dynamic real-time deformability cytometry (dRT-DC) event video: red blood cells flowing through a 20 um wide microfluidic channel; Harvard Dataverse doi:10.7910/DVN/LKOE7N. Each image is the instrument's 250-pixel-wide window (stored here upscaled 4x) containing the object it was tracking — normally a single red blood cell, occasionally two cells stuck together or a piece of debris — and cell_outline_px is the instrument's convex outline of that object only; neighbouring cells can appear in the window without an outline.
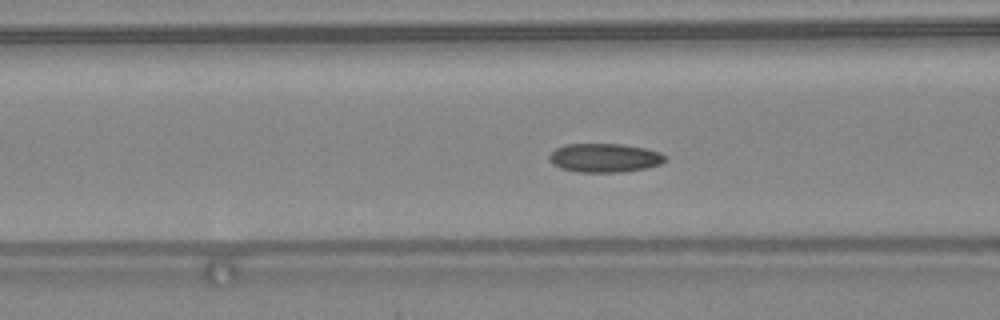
{"species": "common noctule bat (a hibernating species)", "species_latin": "Nyctalus noctula", "temperature_condition": "warm", "stored_images_in_passage": 37, "camera_frame_rate_fps": 3000, "um_per_image_px": 0.085, "animal": {"sex": "female", "body_mass_g": 24.6, "forearm_length_mm": 56.2}, "frame": {"image": 1, "passage_image": 8, "time_ms": 2.333, "image_size_px": [1000, 320], "cell_outline_px": [[668, 156], [660, 164], [644, 168], [620, 172], [580, 172], [560, 168], [548, 160], [548, 156], [556, 148], [568, 144], [624, 144], [644, 148], [660, 152]], "centroid_in_image_um": [51.38, 13.41], "position_along_channel_um": 115.2, "area_um2": 19.36}}
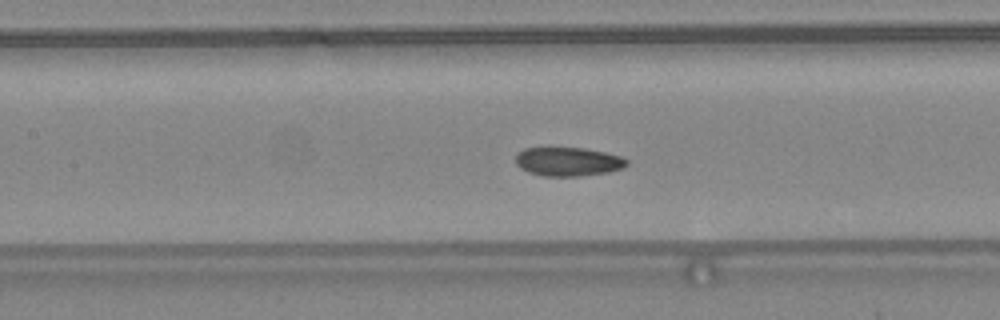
{"frame": {"image": 2, "passage_image": 11, "time_ms": 3.333, "image_size_px": [1000, 320], "cell_outline_px": [[628, 164], [624, 168], [608, 172], [580, 176], [544, 176], [528, 172], [520, 168], [516, 164], [516, 152], [524, 148], [584, 148], [604, 152], [620, 156], [628, 160]], "centroid_in_image_um": [48.28, 13.74], "position_along_channel_um": 159.1, "area_um2": 18.73}}
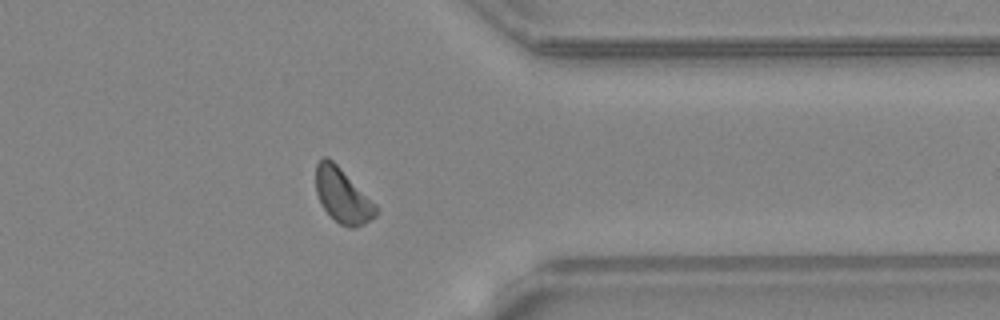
{"frame": {"image": 3, "passage_image": 27, "time_ms": 8.667, "image_size_px": [1000, 320], "cell_outline_px": [[376, 216], [364, 224], [356, 228], [348, 228], [340, 224], [324, 208], [316, 192], [316, 164], [324, 156], [328, 156], [376, 204]], "centroid_in_image_um": [29.12, 16.63], "position_along_channel_um": 382.3, "area_um2": 18.73}, "authors_computed_cell_mechanics": {"area_um2": 18.9006, "velocity_mm_per_s": 4.3492, "shape_relaxation_time_tau1_ms": 5.8005, "shape_relaxation_time_tau2_ms": 3.308, "deformation_change_tau1": 0.1062, "deformation_change_tau2": 0.0795}}